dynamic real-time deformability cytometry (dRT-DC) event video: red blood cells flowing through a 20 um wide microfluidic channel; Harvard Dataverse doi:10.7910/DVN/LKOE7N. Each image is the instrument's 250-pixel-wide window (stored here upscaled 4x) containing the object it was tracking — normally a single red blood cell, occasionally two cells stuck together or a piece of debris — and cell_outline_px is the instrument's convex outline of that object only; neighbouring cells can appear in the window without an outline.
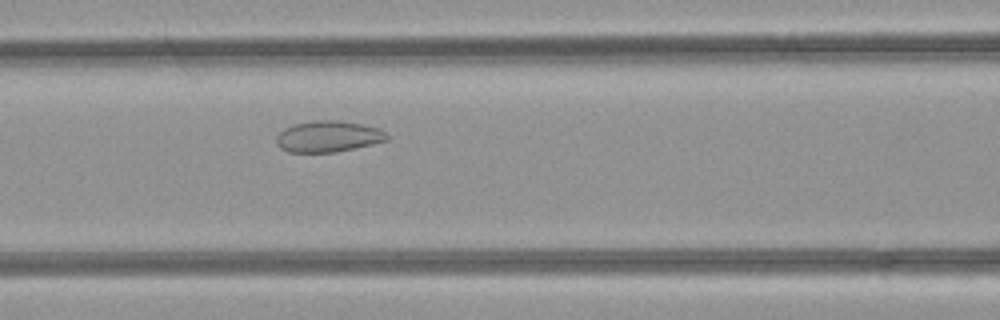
{"species": "common noctule bat (a hibernating species)", "species_latin": "Nyctalus noctula", "temperature_condition": "room temperature", "stored_images_in_passage": 31, "camera_frame_rate_fps": 3000, "um_per_image_px": 0.085, "animal": {"sex": "female", "body_mass_g": 21.9}, "frame": {"image": 1, "passage_image": 9, "time_ms": 2.667, "image_size_px": [1000, 320], "cell_outline_px": [[388, 140], [372, 144], [336, 152], [288, 152], [280, 148], [276, 144], [276, 136], [284, 128], [292, 124], [312, 120], [340, 120], [364, 124], [380, 128], [388, 136]], "centroid_in_image_um": [27.88, 11.58], "position_along_channel_um": 138.7, "area_um2": 20.35}}
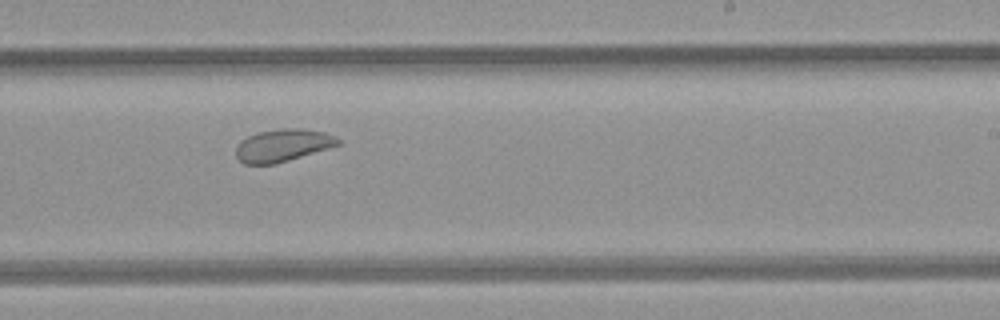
{"frame": {"image": 2, "passage_image": 18, "time_ms": 5.667, "image_size_px": [1000, 320], "cell_outline_px": [[340, 144], [328, 148], [276, 164], [244, 164], [236, 156], [236, 148], [240, 140], [256, 132], [280, 128], [300, 128], [324, 132], [336, 136], [340, 140]], "centroid_in_image_um": [24.02, 12.34], "position_along_channel_um": 265.0, "area_um2": 19.36}}
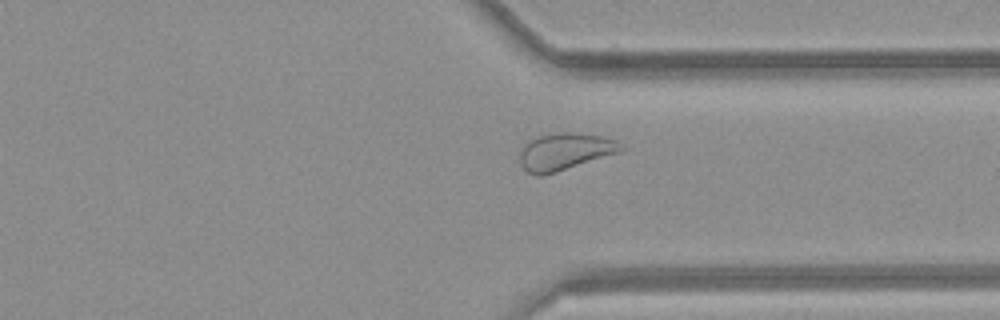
{"frame": {"image": 3, "passage_image": 25, "time_ms": 8.0, "image_size_px": [1000, 320], "cell_outline_px": [[628, 148], [620, 152], [556, 172], [540, 176], [536, 176], [528, 172], [520, 164], [520, 152], [524, 144], [528, 140], [536, 136], [560, 132], [572, 132], [604, 136], [616, 140]], "centroid_in_image_um": [48.03, 12.87], "position_along_channel_um": 363.4, "area_um2": 22.08}}